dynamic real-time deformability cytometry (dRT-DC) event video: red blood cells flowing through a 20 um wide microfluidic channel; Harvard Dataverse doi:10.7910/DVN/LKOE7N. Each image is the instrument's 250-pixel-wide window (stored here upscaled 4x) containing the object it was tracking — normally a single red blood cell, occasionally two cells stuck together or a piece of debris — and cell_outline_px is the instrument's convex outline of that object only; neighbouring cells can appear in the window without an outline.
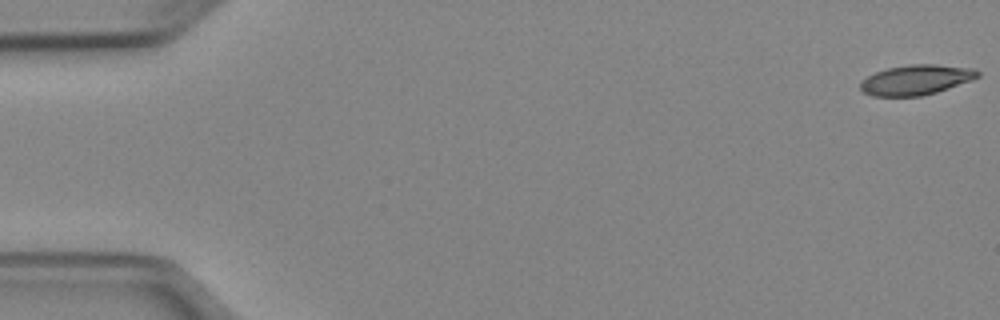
{"species": "Egyptian fruit bat (a non-hibernating species)", "species_latin": "Rousettus aegyptiacus", "temperature_condition": "cold", "stored_images_in_passage": 52, "camera_frame_rate_fps": 3000, "um_per_image_px": 0.085, "animal": {"sex": "female"}, "frame": {"image": 1, "passage_image": 1, "time_ms": 0.0, "image_size_px": [1000, 320], "cell_outline_px": [[980, 76], [972, 80], [936, 92], [920, 96], [872, 96], [864, 92], [860, 88], [860, 80], [876, 72], [888, 68], [908, 64], [936, 64], [976, 68], [980, 72]], "centroid_in_image_um": [77.89, 6.77], "position_along_channel_um": 7.1, "area_um2": 20.63}}
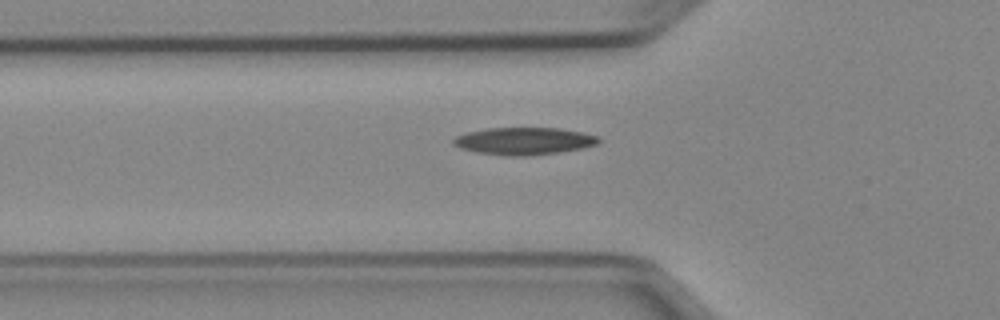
{"frame": {"image": 2, "passage_image": 18, "time_ms": 5.667, "image_size_px": [1000, 320], "cell_outline_px": [[600, 140], [596, 144], [584, 148], [560, 152], [524, 156], [508, 156], [476, 152], [460, 148], [452, 144], [452, 140], [456, 136], [464, 132], [488, 128], [560, 128], [580, 132], [596, 136]], "centroid_in_image_um": [44.48, 11.99], "position_along_channel_um": 81.3, "area_um2": 23.12}}
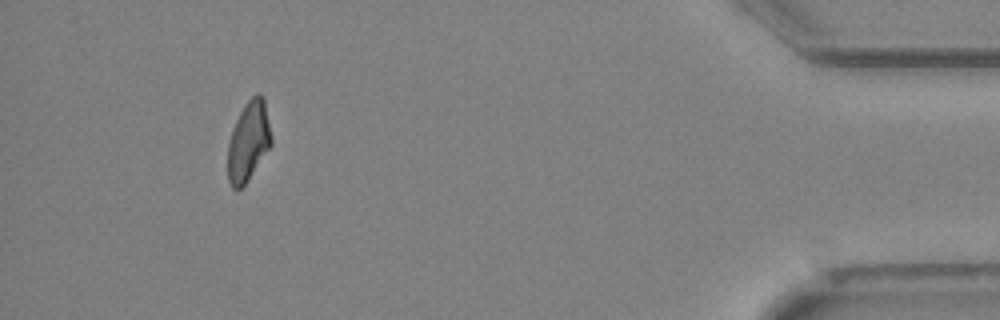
{"frame": {"image": 3, "passage_image": 48, "time_ms": 15.667, "image_size_px": [1000, 320], "cell_outline_px": [[272, 144], [248, 180], [240, 188], [232, 188], [228, 180], [228, 144], [232, 128], [244, 104], [256, 92], [260, 92], [264, 96], [272, 136]], "centroid_in_image_um": [21.13, 11.95], "position_along_channel_um": 414.1, "area_um2": 20.35}, "authors_computed_cell_mechanics": {"area_um2": 21.4149, "velocity_mm_per_s": 3.9468, "shape_relaxation_time_tau1_ms": 10.2448, "shape_relaxation_time_tau2_ms": null, "deformation_change_tau1": 0.2148, "deformation_change_tau2": null}}